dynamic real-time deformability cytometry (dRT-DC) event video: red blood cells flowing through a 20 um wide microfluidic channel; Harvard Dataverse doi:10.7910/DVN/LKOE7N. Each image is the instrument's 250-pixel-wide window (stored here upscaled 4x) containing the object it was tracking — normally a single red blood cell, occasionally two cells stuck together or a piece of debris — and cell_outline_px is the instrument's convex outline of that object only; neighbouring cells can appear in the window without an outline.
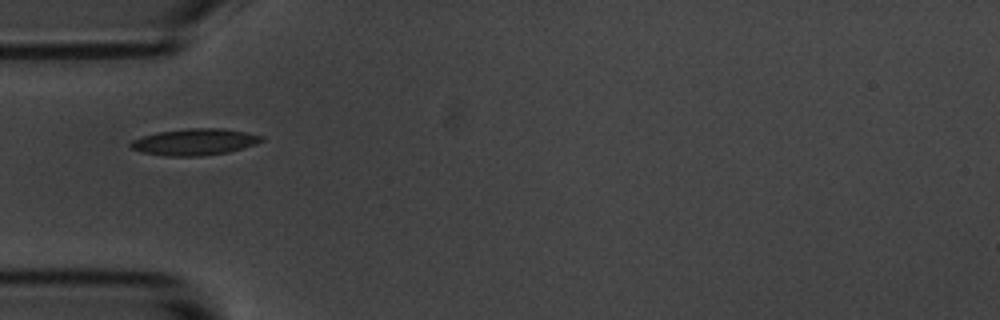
{"species": "common noctule bat (a hibernating species)", "species_latin": "Nyctalus noctula", "temperature_condition": "room temperature", "stored_images_in_passage": 9, "camera_frame_rate_fps": 3000, "um_per_image_px": 0.085, "animal": {"sex": "male", "body_mass_g": 20.1, "forearm_length_mm": 53.5}, "frame": {"image": 1, "passage_image": 1, "time_ms": 0.0, "image_size_px": [1000, 320], "cell_outline_px": [[264, 140], [256, 144], [228, 152], [200, 156], [164, 156], [144, 152], [132, 148], [128, 144], [132, 140], [156, 132], [188, 128], [224, 128], [248, 132], [264, 136]], "centroid_in_image_um": [16.58, 12.05], "position_along_channel_um": 68.4, "area_um2": 20.29}}
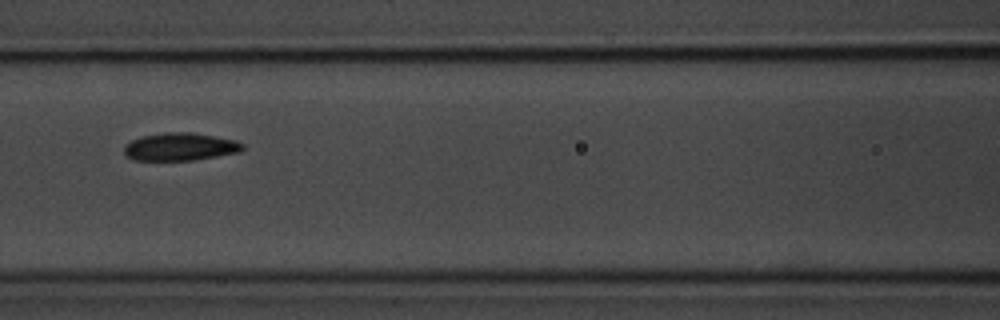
{"frame": {"image": 2, "passage_image": 3, "time_ms": 2.333, "image_size_px": [1000, 320], "cell_outline_px": [[244, 148], [240, 152], [192, 160], [132, 160], [124, 152], [124, 144], [140, 136], [164, 132], [192, 132], [216, 136], [236, 140], [244, 144]], "centroid_in_image_um": [15.31, 12.46], "position_along_channel_um": 151.3, "area_um2": 19.31}}
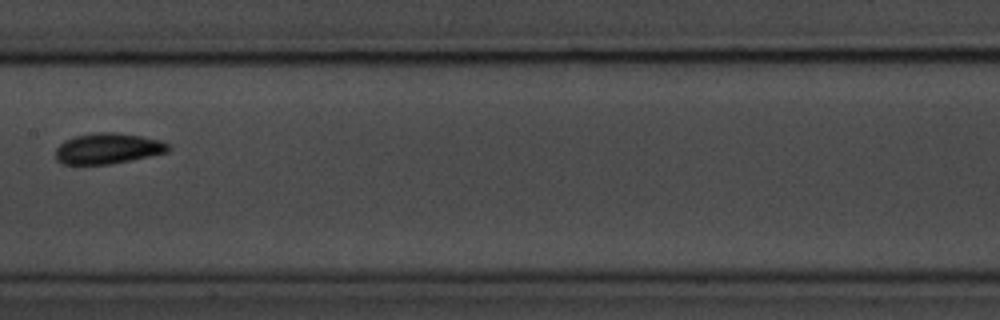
{"frame": {"image": 3, "passage_image": 4, "time_ms": 3.667, "image_size_px": [1000, 320], "cell_outline_px": [[172, 148], [168, 152], [108, 164], [64, 164], [56, 160], [56, 148], [64, 140], [72, 136], [96, 132], [116, 132], [164, 140]], "centroid_in_image_um": [9.17, 12.6], "position_along_channel_um": 198.2, "area_um2": 20.23}}